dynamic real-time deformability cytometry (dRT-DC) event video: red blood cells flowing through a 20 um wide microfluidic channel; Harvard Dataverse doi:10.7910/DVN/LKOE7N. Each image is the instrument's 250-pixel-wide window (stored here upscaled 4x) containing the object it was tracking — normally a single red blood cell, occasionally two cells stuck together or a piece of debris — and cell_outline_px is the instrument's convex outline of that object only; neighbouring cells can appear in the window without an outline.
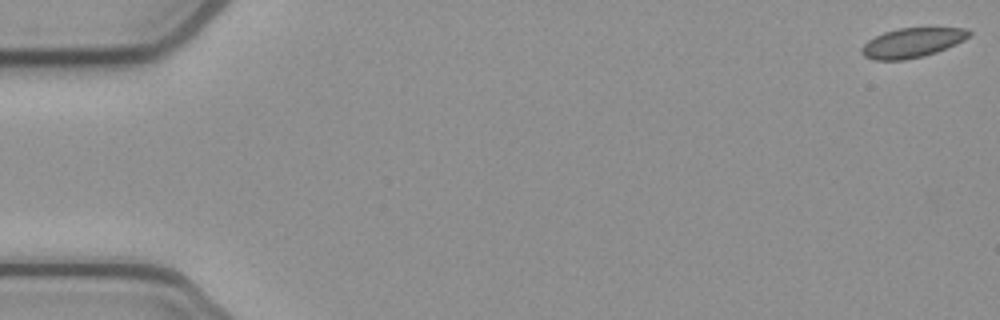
{"species": "common noctule bat (a hibernating species)", "species_latin": "Nyctalus noctula", "temperature_condition": "cold", "stored_images_in_passage": 54, "camera_frame_rate_fps": 3000, "um_per_image_px": 0.085, "animal": {"sex": "female", "body_mass_g": 21.9}, "frame": {"image": 1, "passage_image": 1, "time_ms": 0.0, "image_size_px": [1000, 320], "cell_outline_px": [[972, 32], [964, 40], [956, 44], [936, 52], [924, 56], [904, 60], [872, 60], [864, 56], [860, 52], [860, 48], [868, 40], [884, 32], [900, 28], [968, 28]], "centroid_in_image_um": [77.51, 3.64], "position_along_channel_um": 7.5, "area_um2": 18.5}}
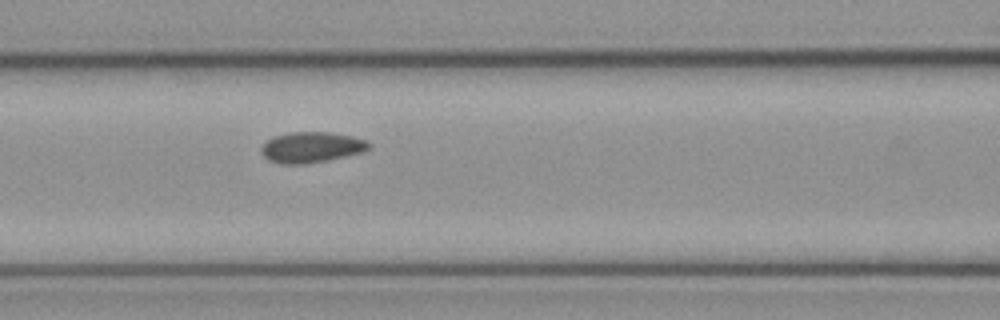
{"frame": {"image": 2, "passage_image": 23, "time_ms": 7.333, "image_size_px": [1000, 320], "cell_outline_px": [[372, 148], [364, 152], [328, 160], [304, 164], [280, 164], [268, 160], [260, 152], [260, 148], [268, 140], [276, 136], [292, 132], [328, 132], [352, 136], [364, 140], [372, 144]], "centroid_in_image_um": [26.5, 12.53], "position_along_channel_um": 140.1, "area_um2": 19.31}}
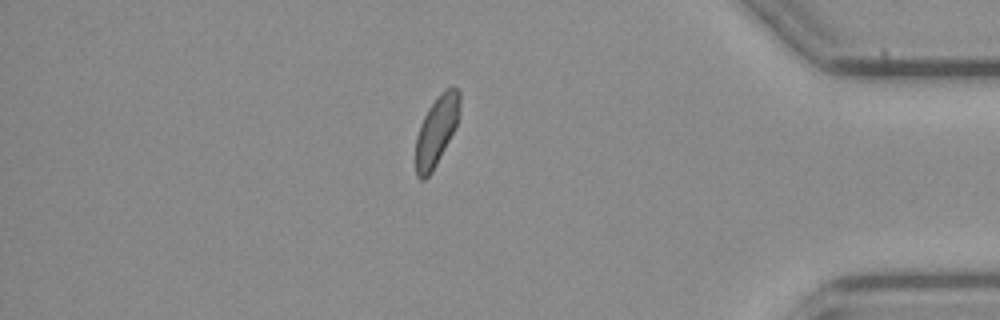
{"frame": {"image": 3, "passage_image": 46, "time_ms": 15.0, "image_size_px": [1000, 320], "cell_outline_px": [[460, 112], [456, 128], [432, 172], [424, 180], [420, 180], [416, 176], [416, 136], [420, 124], [428, 108], [452, 84], [460, 92]], "centroid_in_image_um": [37.11, 11.14], "position_along_channel_um": 398.1, "area_um2": 17.8}, "authors_computed_cell_mechanics": {"area_um2": 18.8139, "velocity_mm_per_s": 3.8462, "shape_relaxation_time_tau1_ms": 5.5204, "shape_relaxation_time_tau2_ms": 5.5167, "deformation_change_tau1": 0.0723, "deformation_change_tau2": 0.0561}}